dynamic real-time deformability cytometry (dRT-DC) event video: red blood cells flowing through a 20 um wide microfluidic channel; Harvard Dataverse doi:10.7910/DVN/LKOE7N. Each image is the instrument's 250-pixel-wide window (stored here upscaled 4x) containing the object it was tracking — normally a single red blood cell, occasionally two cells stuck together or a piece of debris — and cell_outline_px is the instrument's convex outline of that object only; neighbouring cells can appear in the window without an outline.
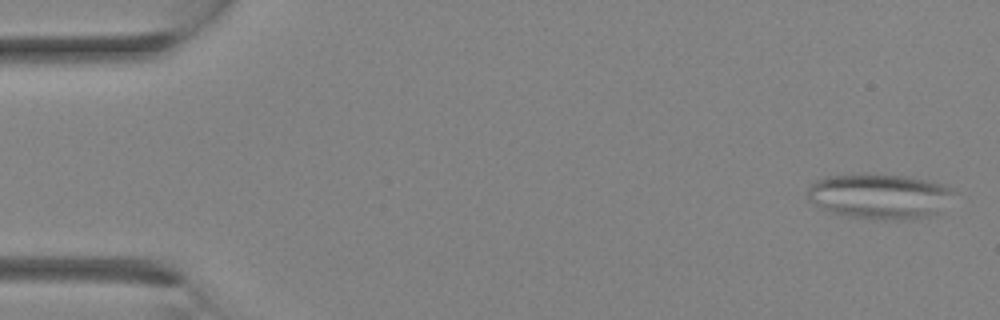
{"species": "Egyptian fruit bat (a non-hibernating species)", "species_latin": "Rousettus aegyptiacus", "temperature_condition": "room temperature", "stored_images_in_passage": 3, "camera_frame_rate_fps": 3000, "um_per_image_px": 0.085, "animal": {"sex": "female"}, "frame": {"image": 1, "passage_image": 1, "time_ms": 0.0, "image_size_px": [1000, 320], "cell_outline_px": [[956, 192], [936, 212], [928, 216], [896, 220], [852, 216], [836, 212], [824, 208], [808, 200], [808, 188], [816, 180], [828, 176], [856, 172], [864, 172], [908, 176], [928, 180], [944, 184], [956, 188]], "centroid_in_image_um": [74.78, 16.61], "position_along_channel_um": 10.2, "area_um2": 38.38}}